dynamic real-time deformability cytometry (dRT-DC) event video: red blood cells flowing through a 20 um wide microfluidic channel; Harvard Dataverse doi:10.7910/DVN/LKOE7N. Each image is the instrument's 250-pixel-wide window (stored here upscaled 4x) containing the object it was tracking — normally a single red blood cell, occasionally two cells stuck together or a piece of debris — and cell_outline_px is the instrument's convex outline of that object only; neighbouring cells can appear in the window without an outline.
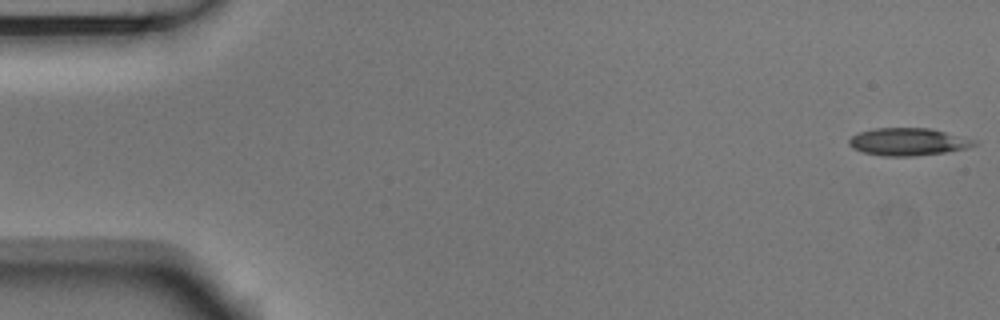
{"species": "Egyptian fruit bat (a non-hibernating species)", "species_latin": "Rousettus aegyptiacus", "temperature_condition": "room temperature", "stored_images_in_passage": 54, "camera_frame_rate_fps": 3000, "um_per_image_px": 0.085, "animal": {"sex": "male"}, "frame": {"image": 1, "passage_image": 1, "time_ms": 0.0, "image_size_px": [1000, 320], "cell_outline_px": [[976, 144], [968, 148], [944, 152], [912, 156], [884, 156], [864, 152], [852, 148], [848, 144], [848, 140], [852, 136], [860, 132], [872, 128], [932, 128], [976, 140]], "centroid_in_image_um": [77.17, 12.04], "position_along_channel_um": 7.8, "area_um2": 20.0}}
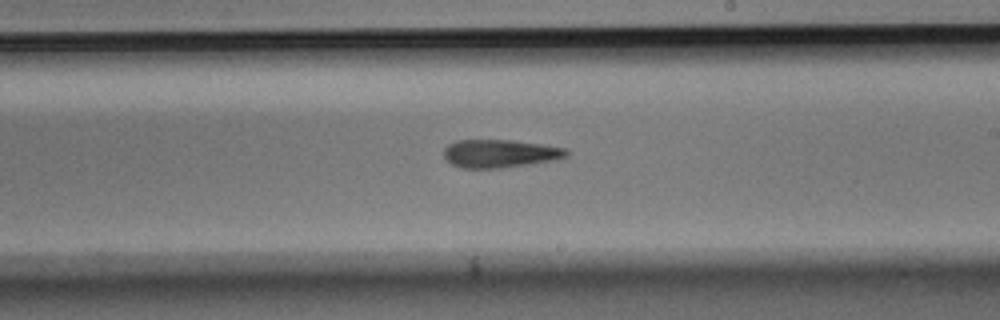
{"frame": {"image": 2, "passage_image": 31, "time_ms": 10.0, "image_size_px": [1000, 320], "cell_outline_px": [[568, 156], [556, 160], [500, 168], [460, 168], [452, 164], [444, 156], [444, 148], [448, 144], [456, 140], [512, 140], [568, 148]], "centroid_in_image_um": [42.5, 13.05], "position_along_channel_um": 246.5, "area_um2": 20.11}}
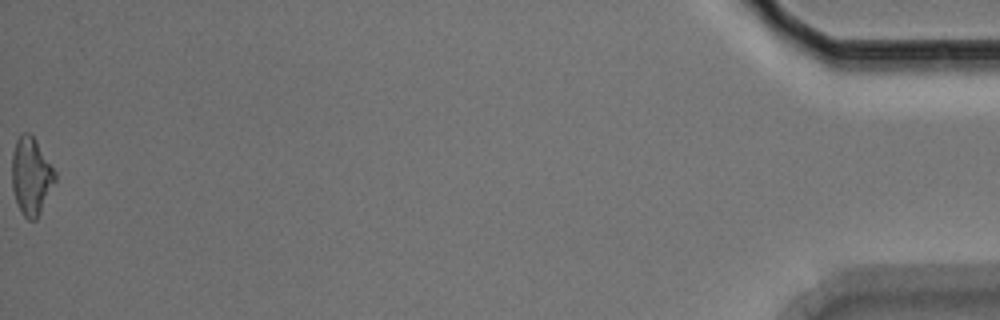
{"frame": {"image": 3, "passage_image": 54, "time_ms": 17.667, "image_size_px": [1000, 320], "cell_outline_px": [[56, 180], [36, 220], [28, 220], [24, 216], [16, 200], [12, 188], [12, 152], [16, 140], [24, 132], [28, 132], [36, 140], [56, 172]], "centroid_in_image_um": [2.64, 14.95], "position_along_channel_um": 432.6, "area_um2": 19.25}, "authors_computed_cell_mechanics": {"area_um2": 20.0566, "velocity_mm_per_s": 3.7433, "shape_relaxation_time_tau1_ms": 9.3281, "shape_relaxation_time_tau2_ms": 6.9651, "deformation_change_tau1": 0.1947, "deformation_change_tau2": 0.2032}}